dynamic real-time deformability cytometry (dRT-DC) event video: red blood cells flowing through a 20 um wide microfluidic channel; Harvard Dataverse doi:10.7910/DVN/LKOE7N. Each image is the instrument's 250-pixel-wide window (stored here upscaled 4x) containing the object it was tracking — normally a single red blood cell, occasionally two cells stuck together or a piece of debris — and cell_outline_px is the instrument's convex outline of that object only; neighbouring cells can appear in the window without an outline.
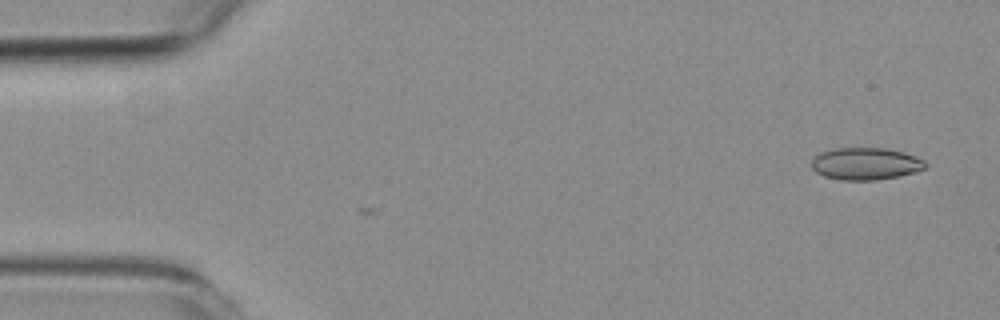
{"species": "common noctule bat (a hibernating species)", "species_latin": "Nyctalus noctula", "temperature_condition": "room temperature", "stored_images_in_passage": 3, "camera_frame_rate_fps": 3000, "um_per_image_px": 0.085, "animal": {"sex": "female", "body_mass_g": 19.3, "forearm_length_mm": 54.1}, "frame": {"image": 1, "passage_image": 1, "time_ms": 0.0, "image_size_px": [1000, 320], "cell_outline_px": [[928, 164], [924, 168], [916, 172], [900, 176], [876, 180], [840, 180], [824, 176], [816, 172], [812, 168], [812, 160], [820, 152], [836, 148], [884, 148], [904, 152], [916, 156], [924, 160]], "centroid_in_image_um": [73.6, 13.92], "position_along_channel_um": 11.4, "area_um2": 21.44}}